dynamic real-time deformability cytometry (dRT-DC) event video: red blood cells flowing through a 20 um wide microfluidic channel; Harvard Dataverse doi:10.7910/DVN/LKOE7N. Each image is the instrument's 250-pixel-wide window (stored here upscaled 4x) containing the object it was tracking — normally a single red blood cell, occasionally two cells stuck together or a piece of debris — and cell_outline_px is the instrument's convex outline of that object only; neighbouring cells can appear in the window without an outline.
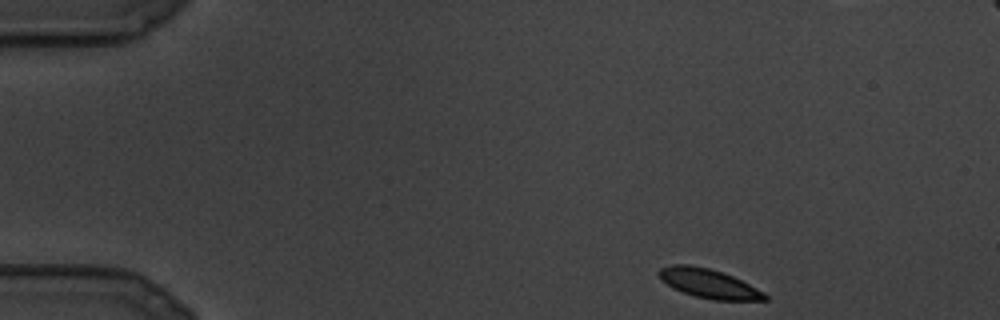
{"species": "common noctule bat (a hibernating species)", "species_latin": "Nyctalus noctula", "temperature_condition": "cold", "stored_images_in_passage": 94, "camera_frame_rate_fps": 3000, "um_per_image_px": 0.085, "animal": {"sex": "male", "body_mass_g": 19.5, "forearm_length_mm": 54.6}, "frame": {"image": 1, "passage_image": 1, "time_ms": 0.0, "image_size_px": [1000, 320], "cell_outline_px": [[768, 300], [712, 300], [696, 296], [672, 288], [660, 280], [656, 272], [660, 268], [672, 264], [692, 264], [708, 268], [732, 276], [764, 292], [768, 296]], "centroid_in_image_um": [60.18, 24.09], "position_along_channel_um": 24.8, "area_um2": 17.98}}
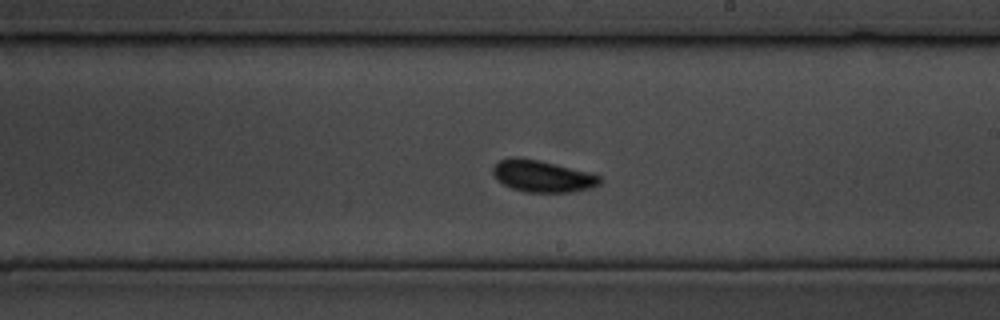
{"frame": {"image": 2, "passage_image": 49, "time_ms": 16.0, "image_size_px": [1000, 320], "cell_outline_px": [[600, 184], [588, 188], [568, 192], [524, 192], [512, 188], [504, 184], [492, 172], [492, 168], [500, 160], [512, 156], [520, 156], [540, 160], [588, 172], [600, 176]], "centroid_in_image_um": [46.07, 14.95], "position_along_channel_um": 242.9, "area_um2": 19.59}}
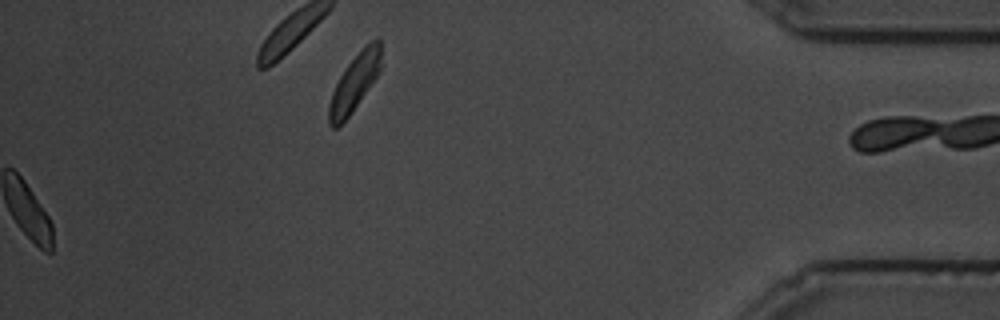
{"frame": {"image": 3, "passage_image": 94, "time_ms": 31.0, "image_size_px": [1000, 320], "cell_outline_px": [[380, 68], [376, 76], [348, 116], [336, 128], [332, 128], [328, 124], [328, 104], [332, 92], [344, 68], [372, 40], [380, 40]], "centroid_in_image_um": [30.07, 7.07], "position_along_channel_um": 405.1, "area_um2": 16.42}}